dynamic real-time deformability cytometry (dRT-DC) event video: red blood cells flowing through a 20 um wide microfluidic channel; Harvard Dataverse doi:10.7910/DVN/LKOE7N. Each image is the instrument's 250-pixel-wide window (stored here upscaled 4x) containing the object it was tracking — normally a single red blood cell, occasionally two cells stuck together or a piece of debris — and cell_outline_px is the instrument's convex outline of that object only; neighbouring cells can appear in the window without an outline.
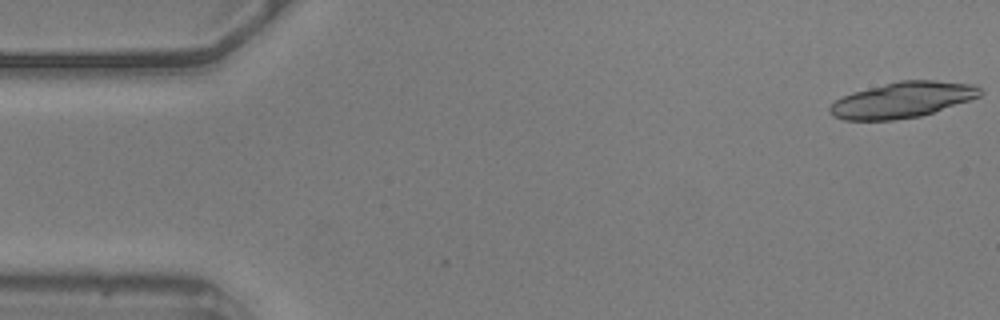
{"species": "common noctule bat (a hibernating species)", "species_latin": "Nyctalus noctula", "temperature_condition": "warm", "stored_images_in_passage": 55, "segment_of_instrument_passage": [1, 2], "camera_frame_rate_fps": 3000, "um_per_image_px": 0.085, "animal": {"sex": "male", "body_mass_g": 20.5, "forearm_length_mm": 52.5}, "frame": {"image": 1, "passage_image": 1, "time_ms": 0.0, "image_size_px": [1000, 320], "cell_outline_px": [[984, 92], [980, 96], [920, 116], [892, 120], [844, 120], [832, 116], [828, 112], [828, 108], [836, 100], [852, 92], [900, 80], [936, 80], [972, 84], [980, 88]], "centroid_in_image_um": [76.68, 8.49], "position_along_channel_um": 8.3, "area_um2": 31.04}}